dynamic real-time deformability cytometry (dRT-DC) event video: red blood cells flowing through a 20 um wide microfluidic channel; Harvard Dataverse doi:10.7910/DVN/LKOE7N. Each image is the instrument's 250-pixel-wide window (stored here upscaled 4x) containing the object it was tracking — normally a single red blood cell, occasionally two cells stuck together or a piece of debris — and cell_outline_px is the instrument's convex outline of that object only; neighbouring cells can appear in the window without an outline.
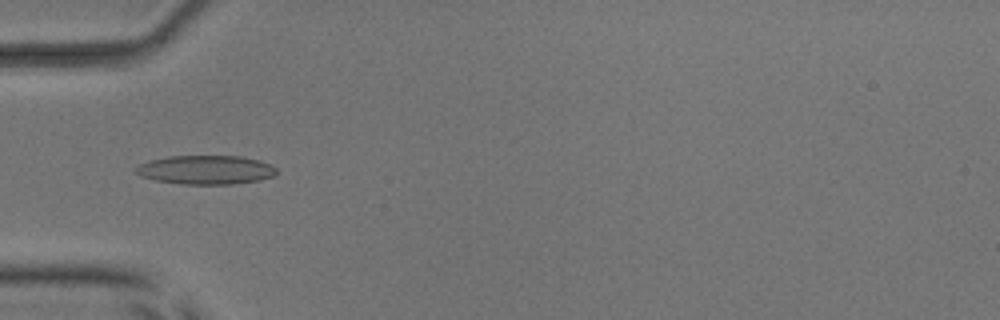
{"species": "common noctule bat (a hibernating species)", "species_latin": "Nyctalus noctula", "temperature_condition": "room temperature", "stored_images_in_passage": 42, "camera_frame_rate_fps": 3000, "um_per_image_px": 0.085, "animal": {"sex": "male", "body_mass_g": 17.9, "forearm_length_mm": 54.2}, "frame": {"image": 1, "passage_image": 6, "time_ms": 1.667, "image_size_px": [1000, 320], "cell_outline_px": [[276, 176], [260, 180], [232, 184], [180, 184], [152, 180], [140, 176], [136, 172], [136, 168], [140, 164], [148, 160], [168, 156], [240, 156], [272, 164], [276, 168]], "centroid_in_image_um": [17.48, 14.44], "position_along_channel_um": 67.5, "area_um2": 23.87}}
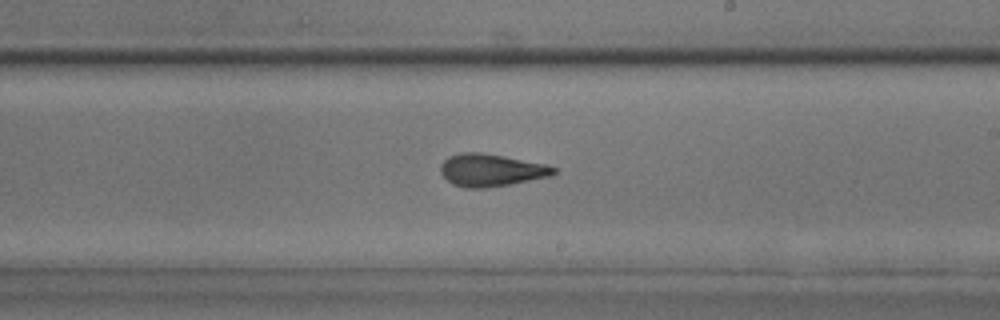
{"frame": {"image": 2, "passage_image": 20, "time_ms": 6.333, "image_size_px": [1000, 320], "cell_outline_px": [[556, 172], [552, 176], [512, 184], [488, 188], [464, 188], [452, 184], [440, 172], [440, 164], [448, 156], [460, 152], [480, 152], [504, 156], [548, 164], [556, 168]], "centroid_in_image_um": [41.75, 14.46], "position_along_channel_um": 247.2, "area_um2": 21.73}}
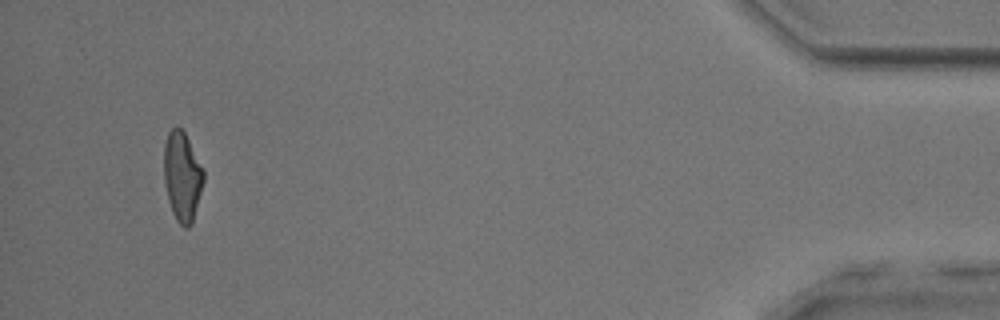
{"frame": {"image": 3, "passage_image": 39, "time_ms": 12.667, "image_size_px": [1000, 320], "cell_outline_px": [[204, 180], [192, 224], [188, 228], [184, 228], [176, 220], [172, 212], [164, 184], [164, 144], [168, 132], [176, 124], [184, 132], [204, 168]], "centroid_in_image_um": [15.49, 14.99], "position_along_channel_um": 419.7, "area_um2": 20.81}, "authors_computed_cell_mechanics": {"area_um2": 21.2126, "velocity_mm_per_s": 3.8838, "shape_relaxation_time_tau1_ms": null, "shape_relaxation_time_tau2_ms": 2.1734, "deformation_change_tau1": null, "deformation_change_tau2": 0.1066}}